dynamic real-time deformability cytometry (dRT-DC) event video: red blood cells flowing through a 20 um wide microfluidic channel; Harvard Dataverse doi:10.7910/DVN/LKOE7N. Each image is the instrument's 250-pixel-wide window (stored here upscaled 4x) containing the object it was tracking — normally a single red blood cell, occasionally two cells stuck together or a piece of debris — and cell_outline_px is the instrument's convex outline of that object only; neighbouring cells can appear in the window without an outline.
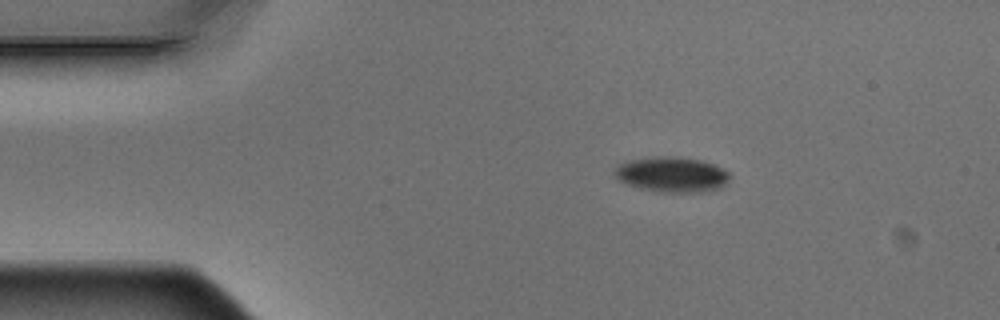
{"species": "Egyptian fruit bat (a non-hibernating species)", "species_latin": "Rousettus aegyptiacus", "temperature_condition": "warm", "stored_images_in_passage": 5, "camera_frame_rate_fps": 3000, "um_per_image_px": 0.085, "animal": {"sex": "male"}, "frame": {"image": 1, "passage_image": 1, "time_ms": 0.0, "image_size_px": [1000, 320], "cell_outline_px": [[732, 176], [720, 188], [704, 192], [664, 192], [640, 188], [616, 180], [612, 172], [620, 164], [628, 160], [656, 156], [676, 156], [704, 160], [728, 172]], "centroid_in_image_um": [57.09, 14.82], "position_along_channel_um": 27.9, "area_um2": 23.81}}
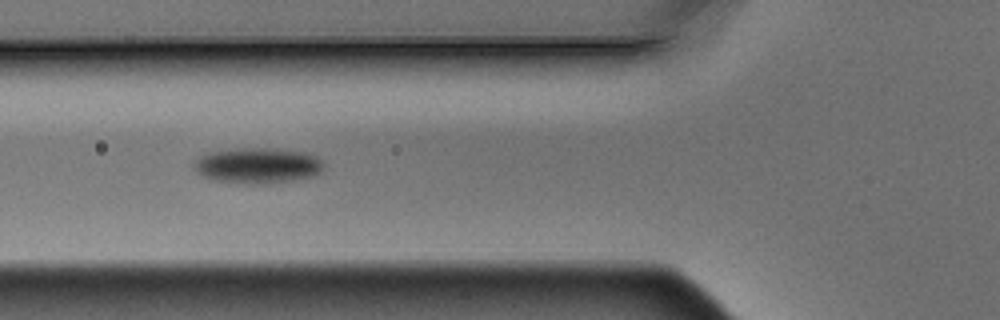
{"frame": {"image": 2, "passage_image": 4, "time_ms": 1.0, "image_size_px": [1000, 320], "cell_outline_px": [[324, 172], [312, 176], [292, 180], [268, 184], [244, 184], [212, 180], [196, 172], [192, 168], [196, 160], [200, 156], [208, 152], [240, 148], [268, 148], [304, 152], [316, 156], [324, 164]], "centroid_in_image_um": [21.89, 14.08], "position_along_channel_um": 103.9, "area_um2": 27.17}}
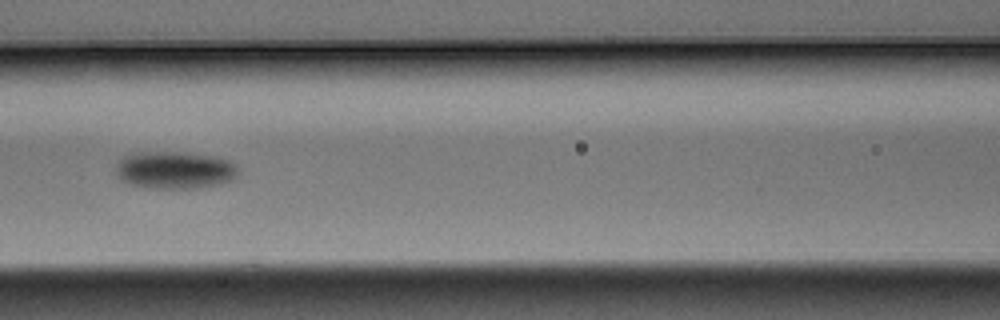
{"frame": {"image": 3, "passage_image": 5, "time_ms": 1.333, "image_size_px": [1000, 320], "cell_outline_px": [[236, 176], [232, 180], [220, 184], [196, 188], [144, 188], [120, 180], [116, 172], [116, 164], [124, 156], [140, 152], [176, 152], [212, 156], [228, 160], [236, 164]], "centroid_in_image_um": [14.83, 14.46], "position_along_channel_um": 151.8, "area_um2": 26.53}}